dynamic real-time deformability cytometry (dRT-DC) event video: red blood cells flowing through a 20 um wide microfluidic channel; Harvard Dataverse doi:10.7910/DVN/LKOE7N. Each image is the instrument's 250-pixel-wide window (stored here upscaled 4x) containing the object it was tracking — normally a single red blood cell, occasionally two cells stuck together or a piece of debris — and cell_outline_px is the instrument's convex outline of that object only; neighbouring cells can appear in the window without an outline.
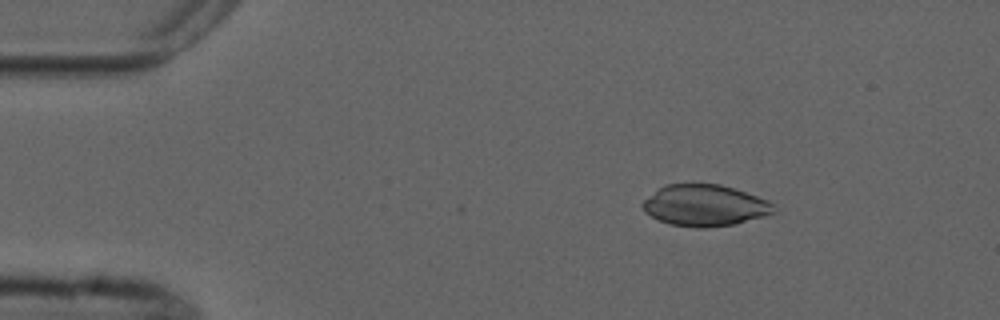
{"species": "common noctule bat (a hibernating species)", "species_latin": "Nyctalus noctula", "temperature_condition": "cold", "stored_images_in_passage": 4, "camera_frame_rate_fps": 3000, "um_per_image_px": 0.085, "animal": {"sex": "male", "forearm_length_mm": 52.5}, "frame": {"image": 1, "passage_image": 2, "time_ms": 1.333, "image_size_px": [1000, 320], "cell_outline_px": [[776, 208], [772, 212], [764, 216], [736, 224], [704, 228], [696, 228], [672, 224], [660, 220], [644, 212], [640, 204], [644, 200], [660, 188], [668, 184], [720, 184], [768, 200]], "centroid_in_image_um": [59.9, 17.47], "position_along_channel_um": 25.1, "area_um2": 31.27}}